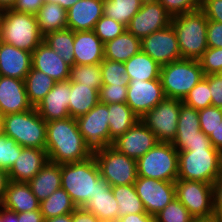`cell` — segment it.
<instances>
[{
	"instance_id": "cell-1",
	"label": "cell",
	"mask_w": 222,
	"mask_h": 222,
	"mask_svg": "<svg viewBox=\"0 0 222 222\" xmlns=\"http://www.w3.org/2000/svg\"><path fill=\"white\" fill-rule=\"evenodd\" d=\"M46 147L48 159L56 164L87 160L93 151L86 144L75 118L46 122Z\"/></svg>"
},
{
	"instance_id": "cell-2",
	"label": "cell",
	"mask_w": 222,
	"mask_h": 222,
	"mask_svg": "<svg viewBox=\"0 0 222 222\" xmlns=\"http://www.w3.org/2000/svg\"><path fill=\"white\" fill-rule=\"evenodd\" d=\"M100 178V169L94 156L80 162L61 164V187L77 208H83L94 197Z\"/></svg>"
},
{
	"instance_id": "cell-3",
	"label": "cell",
	"mask_w": 222,
	"mask_h": 222,
	"mask_svg": "<svg viewBox=\"0 0 222 222\" xmlns=\"http://www.w3.org/2000/svg\"><path fill=\"white\" fill-rule=\"evenodd\" d=\"M173 26L182 59L199 60L208 49L205 13L199 9L172 17Z\"/></svg>"
},
{
	"instance_id": "cell-4",
	"label": "cell",
	"mask_w": 222,
	"mask_h": 222,
	"mask_svg": "<svg viewBox=\"0 0 222 222\" xmlns=\"http://www.w3.org/2000/svg\"><path fill=\"white\" fill-rule=\"evenodd\" d=\"M178 179L213 184L221 176V152L215 148L178 151Z\"/></svg>"
},
{
	"instance_id": "cell-5",
	"label": "cell",
	"mask_w": 222,
	"mask_h": 222,
	"mask_svg": "<svg viewBox=\"0 0 222 222\" xmlns=\"http://www.w3.org/2000/svg\"><path fill=\"white\" fill-rule=\"evenodd\" d=\"M4 136L10 137L22 147L45 149L46 121L36 108L2 117Z\"/></svg>"
},
{
	"instance_id": "cell-6",
	"label": "cell",
	"mask_w": 222,
	"mask_h": 222,
	"mask_svg": "<svg viewBox=\"0 0 222 222\" xmlns=\"http://www.w3.org/2000/svg\"><path fill=\"white\" fill-rule=\"evenodd\" d=\"M0 41L32 53L43 42L36 15L5 9Z\"/></svg>"
},
{
	"instance_id": "cell-7",
	"label": "cell",
	"mask_w": 222,
	"mask_h": 222,
	"mask_svg": "<svg viewBox=\"0 0 222 222\" xmlns=\"http://www.w3.org/2000/svg\"><path fill=\"white\" fill-rule=\"evenodd\" d=\"M203 77L199 60L180 59L162 65L160 69L165 97L181 101Z\"/></svg>"
},
{
	"instance_id": "cell-8",
	"label": "cell",
	"mask_w": 222,
	"mask_h": 222,
	"mask_svg": "<svg viewBox=\"0 0 222 222\" xmlns=\"http://www.w3.org/2000/svg\"><path fill=\"white\" fill-rule=\"evenodd\" d=\"M140 177L175 182L178 179V151L172 143L159 142L136 160Z\"/></svg>"
},
{
	"instance_id": "cell-9",
	"label": "cell",
	"mask_w": 222,
	"mask_h": 222,
	"mask_svg": "<svg viewBox=\"0 0 222 222\" xmlns=\"http://www.w3.org/2000/svg\"><path fill=\"white\" fill-rule=\"evenodd\" d=\"M101 177L112 186L130 185L136 181V160L120 153L111 145L93 151Z\"/></svg>"
},
{
	"instance_id": "cell-10",
	"label": "cell",
	"mask_w": 222,
	"mask_h": 222,
	"mask_svg": "<svg viewBox=\"0 0 222 222\" xmlns=\"http://www.w3.org/2000/svg\"><path fill=\"white\" fill-rule=\"evenodd\" d=\"M213 184L206 182L177 179L175 181L176 198L195 218H210L213 212Z\"/></svg>"
},
{
	"instance_id": "cell-11",
	"label": "cell",
	"mask_w": 222,
	"mask_h": 222,
	"mask_svg": "<svg viewBox=\"0 0 222 222\" xmlns=\"http://www.w3.org/2000/svg\"><path fill=\"white\" fill-rule=\"evenodd\" d=\"M181 103V100L165 98L140 118L158 142L172 143L176 137Z\"/></svg>"
},
{
	"instance_id": "cell-12",
	"label": "cell",
	"mask_w": 222,
	"mask_h": 222,
	"mask_svg": "<svg viewBox=\"0 0 222 222\" xmlns=\"http://www.w3.org/2000/svg\"><path fill=\"white\" fill-rule=\"evenodd\" d=\"M172 145L177 151L214 148L209 137L201 131L198 110L183 102L180 105L176 137L172 141Z\"/></svg>"
},
{
	"instance_id": "cell-13",
	"label": "cell",
	"mask_w": 222,
	"mask_h": 222,
	"mask_svg": "<svg viewBox=\"0 0 222 222\" xmlns=\"http://www.w3.org/2000/svg\"><path fill=\"white\" fill-rule=\"evenodd\" d=\"M108 104L98 102L87 114L76 118L86 144L95 151L110 146Z\"/></svg>"
},
{
	"instance_id": "cell-14",
	"label": "cell",
	"mask_w": 222,
	"mask_h": 222,
	"mask_svg": "<svg viewBox=\"0 0 222 222\" xmlns=\"http://www.w3.org/2000/svg\"><path fill=\"white\" fill-rule=\"evenodd\" d=\"M172 16L157 0H144L141 9L126 26L127 31L142 40L171 24Z\"/></svg>"
},
{
	"instance_id": "cell-15",
	"label": "cell",
	"mask_w": 222,
	"mask_h": 222,
	"mask_svg": "<svg viewBox=\"0 0 222 222\" xmlns=\"http://www.w3.org/2000/svg\"><path fill=\"white\" fill-rule=\"evenodd\" d=\"M134 186L146 213L153 216L176 198L175 182L138 176Z\"/></svg>"
},
{
	"instance_id": "cell-16",
	"label": "cell",
	"mask_w": 222,
	"mask_h": 222,
	"mask_svg": "<svg viewBox=\"0 0 222 222\" xmlns=\"http://www.w3.org/2000/svg\"><path fill=\"white\" fill-rule=\"evenodd\" d=\"M165 98L160 79L149 81L133 79L128 83L126 104L139 118Z\"/></svg>"
},
{
	"instance_id": "cell-17",
	"label": "cell",
	"mask_w": 222,
	"mask_h": 222,
	"mask_svg": "<svg viewBox=\"0 0 222 222\" xmlns=\"http://www.w3.org/2000/svg\"><path fill=\"white\" fill-rule=\"evenodd\" d=\"M141 50L161 66L182 59L177 36L171 24L143 38Z\"/></svg>"
},
{
	"instance_id": "cell-18",
	"label": "cell",
	"mask_w": 222,
	"mask_h": 222,
	"mask_svg": "<svg viewBox=\"0 0 222 222\" xmlns=\"http://www.w3.org/2000/svg\"><path fill=\"white\" fill-rule=\"evenodd\" d=\"M158 143L155 134L139 119L129 130L117 137L111 146L137 160Z\"/></svg>"
},
{
	"instance_id": "cell-19",
	"label": "cell",
	"mask_w": 222,
	"mask_h": 222,
	"mask_svg": "<svg viewBox=\"0 0 222 222\" xmlns=\"http://www.w3.org/2000/svg\"><path fill=\"white\" fill-rule=\"evenodd\" d=\"M34 108L28 100L24 80L0 76V115L21 113Z\"/></svg>"
},
{
	"instance_id": "cell-20",
	"label": "cell",
	"mask_w": 222,
	"mask_h": 222,
	"mask_svg": "<svg viewBox=\"0 0 222 222\" xmlns=\"http://www.w3.org/2000/svg\"><path fill=\"white\" fill-rule=\"evenodd\" d=\"M69 92L70 80L56 82L35 107L39 115L46 122L70 117L68 109Z\"/></svg>"
},
{
	"instance_id": "cell-21",
	"label": "cell",
	"mask_w": 222,
	"mask_h": 222,
	"mask_svg": "<svg viewBox=\"0 0 222 222\" xmlns=\"http://www.w3.org/2000/svg\"><path fill=\"white\" fill-rule=\"evenodd\" d=\"M48 162L45 149L22 147L20 156L7 171L8 178L14 182L28 183Z\"/></svg>"
},
{
	"instance_id": "cell-22",
	"label": "cell",
	"mask_w": 222,
	"mask_h": 222,
	"mask_svg": "<svg viewBox=\"0 0 222 222\" xmlns=\"http://www.w3.org/2000/svg\"><path fill=\"white\" fill-rule=\"evenodd\" d=\"M104 0H79L67 11V28L75 31H92L104 15Z\"/></svg>"
},
{
	"instance_id": "cell-23",
	"label": "cell",
	"mask_w": 222,
	"mask_h": 222,
	"mask_svg": "<svg viewBox=\"0 0 222 222\" xmlns=\"http://www.w3.org/2000/svg\"><path fill=\"white\" fill-rule=\"evenodd\" d=\"M32 68V53L0 41V76L24 80Z\"/></svg>"
},
{
	"instance_id": "cell-24",
	"label": "cell",
	"mask_w": 222,
	"mask_h": 222,
	"mask_svg": "<svg viewBox=\"0 0 222 222\" xmlns=\"http://www.w3.org/2000/svg\"><path fill=\"white\" fill-rule=\"evenodd\" d=\"M32 68L42 71L56 82L70 79L71 66L44 42L32 52Z\"/></svg>"
},
{
	"instance_id": "cell-25",
	"label": "cell",
	"mask_w": 222,
	"mask_h": 222,
	"mask_svg": "<svg viewBox=\"0 0 222 222\" xmlns=\"http://www.w3.org/2000/svg\"><path fill=\"white\" fill-rule=\"evenodd\" d=\"M74 65H94L104 60V43L92 31L74 32Z\"/></svg>"
},
{
	"instance_id": "cell-26",
	"label": "cell",
	"mask_w": 222,
	"mask_h": 222,
	"mask_svg": "<svg viewBox=\"0 0 222 222\" xmlns=\"http://www.w3.org/2000/svg\"><path fill=\"white\" fill-rule=\"evenodd\" d=\"M117 203L111 186L101 177L97 181V192L83 208L93 213L103 222H118L119 212Z\"/></svg>"
},
{
	"instance_id": "cell-27",
	"label": "cell",
	"mask_w": 222,
	"mask_h": 222,
	"mask_svg": "<svg viewBox=\"0 0 222 222\" xmlns=\"http://www.w3.org/2000/svg\"><path fill=\"white\" fill-rule=\"evenodd\" d=\"M2 207L16 212L40 210V202L32 193L28 183L9 180L2 198Z\"/></svg>"
},
{
	"instance_id": "cell-28",
	"label": "cell",
	"mask_w": 222,
	"mask_h": 222,
	"mask_svg": "<svg viewBox=\"0 0 222 222\" xmlns=\"http://www.w3.org/2000/svg\"><path fill=\"white\" fill-rule=\"evenodd\" d=\"M28 184L38 201L42 202L61 188V164L49 161Z\"/></svg>"
},
{
	"instance_id": "cell-29",
	"label": "cell",
	"mask_w": 222,
	"mask_h": 222,
	"mask_svg": "<svg viewBox=\"0 0 222 222\" xmlns=\"http://www.w3.org/2000/svg\"><path fill=\"white\" fill-rule=\"evenodd\" d=\"M99 91L90 86L80 83L70 82L69 92V114L72 118H77L87 114L98 102Z\"/></svg>"
},
{
	"instance_id": "cell-30",
	"label": "cell",
	"mask_w": 222,
	"mask_h": 222,
	"mask_svg": "<svg viewBox=\"0 0 222 222\" xmlns=\"http://www.w3.org/2000/svg\"><path fill=\"white\" fill-rule=\"evenodd\" d=\"M141 50V40L127 30L104 44V59L126 62Z\"/></svg>"
},
{
	"instance_id": "cell-31",
	"label": "cell",
	"mask_w": 222,
	"mask_h": 222,
	"mask_svg": "<svg viewBox=\"0 0 222 222\" xmlns=\"http://www.w3.org/2000/svg\"><path fill=\"white\" fill-rule=\"evenodd\" d=\"M124 64L129 80L136 79L137 81H149L160 79L161 65L142 50L133 55L130 59L124 62Z\"/></svg>"
},
{
	"instance_id": "cell-32",
	"label": "cell",
	"mask_w": 222,
	"mask_h": 222,
	"mask_svg": "<svg viewBox=\"0 0 222 222\" xmlns=\"http://www.w3.org/2000/svg\"><path fill=\"white\" fill-rule=\"evenodd\" d=\"M110 145L129 130L140 118L126 103L108 104Z\"/></svg>"
},
{
	"instance_id": "cell-33",
	"label": "cell",
	"mask_w": 222,
	"mask_h": 222,
	"mask_svg": "<svg viewBox=\"0 0 222 222\" xmlns=\"http://www.w3.org/2000/svg\"><path fill=\"white\" fill-rule=\"evenodd\" d=\"M36 18L42 36L67 28L66 10L55 3L45 2L36 14Z\"/></svg>"
},
{
	"instance_id": "cell-34",
	"label": "cell",
	"mask_w": 222,
	"mask_h": 222,
	"mask_svg": "<svg viewBox=\"0 0 222 222\" xmlns=\"http://www.w3.org/2000/svg\"><path fill=\"white\" fill-rule=\"evenodd\" d=\"M46 43L71 67L74 65V31L66 28L43 36Z\"/></svg>"
},
{
	"instance_id": "cell-35",
	"label": "cell",
	"mask_w": 222,
	"mask_h": 222,
	"mask_svg": "<svg viewBox=\"0 0 222 222\" xmlns=\"http://www.w3.org/2000/svg\"><path fill=\"white\" fill-rule=\"evenodd\" d=\"M24 83L28 100L33 107H36L53 88L56 81L42 71L31 68L24 79Z\"/></svg>"
},
{
	"instance_id": "cell-36",
	"label": "cell",
	"mask_w": 222,
	"mask_h": 222,
	"mask_svg": "<svg viewBox=\"0 0 222 222\" xmlns=\"http://www.w3.org/2000/svg\"><path fill=\"white\" fill-rule=\"evenodd\" d=\"M111 188L114 198L118 202L119 218L127 214L146 213L134 184L112 186Z\"/></svg>"
},
{
	"instance_id": "cell-37",
	"label": "cell",
	"mask_w": 222,
	"mask_h": 222,
	"mask_svg": "<svg viewBox=\"0 0 222 222\" xmlns=\"http://www.w3.org/2000/svg\"><path fill=\"white\" fill-rule=\"evenodd\" d=\"M76 208L71 197L62 187L40 202V211L44 219L72 213Z\"/></svg>"
},
{
	"instance_id": "cell-38",
	"label": "cell",
	"mask_w": 222,
	"mask_h": 222,
	"mask_svg": "<svg viewBox=\"0 0 222 222\" xmlns=\"http://www.w3.org/2000/svg\"><path fill=\"white\" fill-rule=\"evenodd\" d=\"M144 0H104L103 13L127 26L141 9Z\"/></svg>"
},
{
	"instance_id": "cell-39",
	"label": "cell",
	"mask_w": 222,
	"mask_h": 222,
	"mask_svg": "<svg viewBox=\"0 0 222 222\" xmlns=\"http://www.w3.org/2000/svg\"><path fill=\"white\" fill-rule=\"evenodd\" d=\"M69 80L70 82L90 86V88H95L99 91L103 85L100 63L94 65H73Z\"/></svg>"
},
{
	"instance_id": "cell-40",
	"label": "cell",
	"mask_w": 222,
	"mask_h": 222,
	"mask_svg": "<svg viewBox=\"0 0 222 222\" xmlns=\"http://www.w3.org/2000/svg\"><path fill=\"white\" fill-rule=\"evenodd\" d=\"M102 72V83L112 85H128L129 77L126 74L124 62L104 59L100 63Z\"/></svg>"
},
{
	"instance_id": "cell-41",
	"label": "cell",
	"mask_w": 222,
	"mask_h": 222,
	"mask_svg": "<svg viewBox=\"0 0 222 222\" xmlns=\"http://www.w3.org/2000/svg\"><path fill=\"white\" fill-rule=\"evenodd\" d=\"M212 96L208 81L203 77L186 95L183 103L196 110L212 106Z\"/></svg>"
},
{
	"instance_id": "cell-42",
	"label": "cell",
	"mask_w": 222,
	"mask_h": 222,
	"mask_svg": "<svg viewBox=\"0 0 222 222\" xmlns=\"http://www.w3.org/2000/svg\"><path fill=\"white\" fill-rule=\"evenodd\" d=\"M194 219L177 198L155 215L156 222H193Z\"/></svg>"
},
{
	"instance_id": "cell-43",
	"label": "cell",
	"mask_w": 222,
	"mask_h": 222,
	"mask_svg": "<svg viewBox=\"0 0 222 222\" xmlns=\"http://www.w3.org/2000/svg\"><path fill=\"white\" fill-rule=\"evenodd\" d=\"M127 30V27L105 15H103L97 22L94 28L95 34L105 44L106 42L113 40L117 36L121 35Z\"/></svg>"
},
{
	"instance_id": "cell-44",
	"label": "cell",
	"mask_w": 222,
	"mask_h": 222,
	"mask_svg": "<svg viewBox=\"0 0 222 222\" xmlns=\"http://www.w3.org/2000/svg\"><path fill=\"white\" fill-rule=\"evenodd\" d=\"M22 146L10 137H0V168L8 171L20 156Z\"/></svg>"
},
{
	"instance_id": "cell-45",
	"label": "cell",
	"mask_w": 222,
	"mask_h": 222,
	"mask_svg": "<svg viewBox=\"0 0 222 222\" xmlns=\"http://www.w3.org/2000/svg\"><path fill=\"white\" fill-rule=\"evenodd\" d=\"M204 75L222 73V48H211L199 59Z\"/></svg>"
},
{
	"instance_id": "cell-46",
	"label": "cell",
	"mask_w": 222,
	"mask_h": 222,
	"mask_svg": "<svg viewBox=\"0 0 222 222\" xmlns=\"http://www.w3.org/2000/svg\"><path fill=\"white\" fill-rule=\"evenodd\" d=\"M201 131L208 137L222 121V109L210 106L198 110Z\"/></svg>"
},
{
	"instance_id": "cell-47",
	"label": "cell",
	"mask_w": 222,
	"mask_h": 222,
	"mask_svg": "<svg viewBox=\"0 0 222 222\" xmlns=\"http://www.w3.org/2000/svg\"><path fill=\"white\" fill-rule=\"evenodd\" d=\"M128 85L103 84L99 90V102L104 104L126 103Z\"/></svg>"
},
{
	"instance_id": "cell-48",
	"label": "cell",
	"mask_w": 222,
	"mask_h": 222,
	"mask_svg": "<svg viewBox=\"0 0 222 222\" xmlns=\"http://www.w3.org/2000/svg\"><path fill=\"white\" fill-rule=\"evenodd\" d=\"M172 16L201 9L202 0H157Z\"/></svg>"
},
{
	"instance_id": "cell-49",
	"label": "cell",
	"mask_w": 222,
	"mask_h": 222,
	"mask_svg": "<svg viewBox=\"0 0 222 222\" xmlns=\"http://www.w3.org/2000/svg\"><path fill=\"white\" fill-rule=\"evenodd\" d=\"M204 78L209 83L212 106L222 109V75L210 74L204 75Z\"/></svg>"
},
{
	"instance_id": "cell-50",
	"label": "cell",
	"mask_w": 222,
	"mask_h": 222,
	"mask_svg": "<svg viewBox=\"0 0 222 222\" xmlns=\"http://www.w3.org/2000/svg\"><path fill=\"white\" fill-rule=\"evenodd\" d=\"M207 46L211 48H222V23L208 20Z\"/></svg>"
},
{
	"instance_id": "cell-51",
	"label": "cell",
	"mask_w": 222,
	"mask_h": 222,
	"mask_svg": "<svg viewBox=\"0 0 222 222\" xmlns=\"http://www.w3.org/2000/svg\"><path fill=\"white\" fill-rule=\"evenodd\" d=\"M201 10L208 20L222 23V0H202Z\"/></svg>"
},
{
	"instance_id": "cell-52",
	"label": "cell",
	"mask_w": 222,
	"mask_h": 222,
	"mask_svg": "<svg viewBox=\"0 0 222 222\" xmlns=\"http://www.w3.org/2000/svg\"><path fill=\"white\" fill-rule=\"evenodd\" d=\"M44 3L45 0H16L11 9L20 13L36 15Z\"/></svg>"
},
{
	"instance_id": "cell-53",
	"label": "cell",
	"mask_w": 222,
	"mask_h": 222,
	"mask_svg": "<svg viewBox=\"0 0 222 222\" xmlns=\"http://www.w3.org/2000/svg\"><path fill=\"white\" fill-rule=\"evenodd\" d=\"M212 198H213L214 215L221 218L222 217V174L213 183Z\"/></svg>"
},
{
	"instance_id": "cell-54",
	"label": "cell",
	"mask_w": 222,
	"mask_h": 222,
	"mask_svg": "<svg viewBox=\"0 0 222 222\" xmlns=\"http://www.w3.org/2000/svg\"><path fill=\"white\" fill-rule=\"evenodd\" d=\"M72 222H103L93 213L86 211L84 208H76L72 212Z\"/></svg>"
},
{
	"instance_id": "cell-55",
	"label": "cell",
	"mask_w": 222,
	"mask_h": 222,
	"mask_svg": "<svg viewBox=\"0 0 222 222\" xmlns=\"http://www.w3.org/2000/svg\"><path fill=\"white\" fill-rule=\"evenodd\" d=\"M118 222H156L155 216L147 213L127 214L120 217Z\"/></svg>"
},
{
	"instance_id": "cell-56",
	"label": "cell",
	"mask_w": 222,
	"mask_h": 222,
	"mask_svg": "<svg viewBox=\"0 0 222 222\" xmlns=\"http://www.w3.org/2000/svg\"><path fill=\"white\" fill-rule=\"evenodd\" d=\"M19 222H44V217L40 210L26 211L18 213Z\"/></svg>"
},
{
	"instance_id": "cell-57",
	"label": "cell",
	"mask_w": 222,
	"mask_h": 222,
	"mask_svg": "<svg viewBox=\"0 0 222 222\" xmlns=\"http://www.w3.org/2000/svg\"><path fill=\"white\" fill-rule=\"evenodd\" d=\"M209 139L211 141L212 146L222 152V121L210 134Z\"/></svg>"
},
{
	"instance_id": "cell-58",
	"label": "cell",
	"mask_w": 222,
	"mask_h": 222,
	"mask_svg": "<svg viewBox=\"0 0 222 222\" xmlns=\"http://www.w3.org/2000/svg\"><path fill=\"white\" fill-rule=\"evenodd\" d=\"M0 218L2 220H7V222H19L18 213L7 210L3 207L0 209Z\"/></svg>"
},
{
	"instance_id": "cell-59",
	"label": "cell",
	"mask_w": 222,
	"mask_h": 222,
	"mask_svg": "<svg viewBox=\"0 0 222 222\" xmlns=\"http://www.w3.org/2000/svg\"><path fill=\"white\" fill-rule=\"evenodd\" d=\"M8 182H9V178H8L7 171L0 168V197L1 198H3Z\"/></svg>"
},
{
	"instance_id": "cell-60",
	"label": "cell",
	"mask_w": 222,
	"mask_h": 222,
	"mask_svg": "<svg viewBox=\"0 0 222 222\" xmlns=\"http://www.w3.org/2000/svg\"><path fill=\"white\" fill-rule=\"evenodd\" d=\"M79 0H45V2L55 3L66 11Z\"/></svg>"
},
{
	"instance_id": "cell-61",
	"label": "cell",
	"mask_w": 222,
	"mask_h": 222,
	"mask_svg": "<svg viewBox=\"0 0 222 222\" xmlns=\"http://www.w3.org/2000/svg\"><path fill=\"white\" fill-rule=\"evenodd\" d=\"M44 222H72V213L44 219Z\"/></svg>"
},
{
	"instance_id": "cell-62",
	"label": "cell",
	"mask_w": 222,
	"mask_h": 222,
	"mask_svg": "<svg viewBox=\"0 0 222 222\" xmlns=\"http://www.w3.org/2000/svg\"><path fill=\"white\" fill-rule=\"evenodd\" d=\"M16 0H0V9L5 10V9H11Z\"/></svg>"
},
{
	"instance_id": "cell-63",
	"label": "cell",
	"mask_w": 222,
	"mask_h": 222,
	"mask_svg": "<svg viewBox=\"0 0 222 222\" xmlns=\"http://www.w3.org/2000/svg\"><path fill=\"white\" fill-rule=\"evenodd\" d=\"M193 222H220V217L213 216L210 218H199V219H194Z\"/></svg>"
},
{
	"instance_id": "cell-64",
	"label": "cell",
	"mask_w": 222,
	"mask_h": 222,
	"mask_svg": "<svg viewBox=\"0 0 222 222\" xmlns=\"http://www.w3.org/2000/svg\"><path fill=\"white\" fill-rule=\"evenodd\" d=\"M4 135V130H3V119L2 116L0 115V137Z\"/></svg>"
},
{
	"instance_id": "cell-65",
	"label": "cell",
	"mask_w": 222,
	"mask_h": 222,
	"mask_svg": "<svg viewBox=\"0 0 222 222\" xmlns=\"http://www.w3.org/2000/svg\"><path fill=\"white\" fill-rule=\"evenodd\" d=\"M3 11L2 9H0V35H1V22H2V18H3Z\"/></svg>"
},
{
	"instance_id": "cell-66",
	"label": "cell",
	"mask_w": 222,
	"mask_h": 222,
	"mask_svg": "<svg viewBox=\"0 0 222 222\" xmlns=\"http://www.w3.org/2000/svg\"><path fill=\"white\" fill-rule=\"evenodd\" d=\"M2 208V198L0 197V209Z\"/></svg>"
},
{
	"instance_id": "cell-67",
	"label": "cell",
	"mask_w": 222,
	"mask_h": 222,
	"mask_svg": "<svg viewBox=\"0 0 222 222\" xmlns=\"http://www.w3.org/2000/svg\"><path fill=\"white\" fill-rule=\"evenodd\" d=\"M221 173H222V152H221Z\"/></svg>"
},
{
	"instance_id": "cell-68",
	"label": "cell",
	"mask_w": 222,
	"mask_h": 222,
	"mask_svg": "<svg viewBox=\"0 0 222 222\" xmlns=\"http://www.w3.org/2000/svg\"><path fill=\"white\" fill-rule=\"evenodd\" d=\"M0 222H7V220H2V219L0 218Z\"/></svg>"
}]
</instances>
